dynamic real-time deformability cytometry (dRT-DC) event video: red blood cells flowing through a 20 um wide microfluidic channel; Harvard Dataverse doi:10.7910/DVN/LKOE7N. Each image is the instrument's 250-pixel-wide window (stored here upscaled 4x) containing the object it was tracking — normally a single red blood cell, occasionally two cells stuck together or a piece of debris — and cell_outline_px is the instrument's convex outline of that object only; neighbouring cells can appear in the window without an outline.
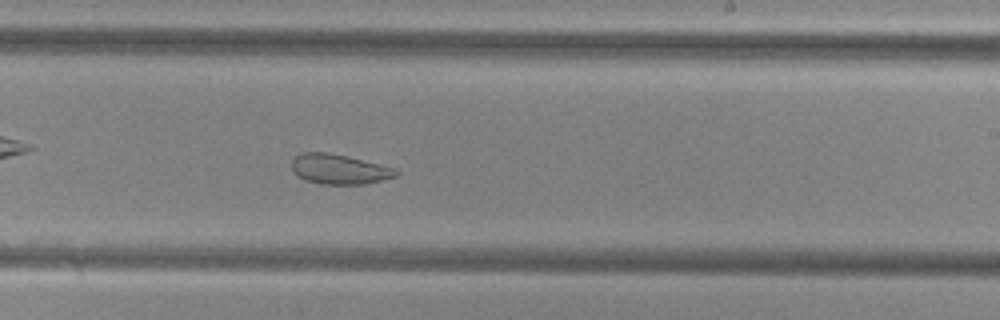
{"species": "common noctule bat (a hibernating species)", "species_latin": "Nyctalus noctula", "temperature_condition": "cold", "stored_images_in_passage": 50, "camera_frame_rate_fps": 3000, "um_per_image_px": 0.085, "animal": {"sex": "female", "body_mass_g": 29.2, "forearm_length_mm": 56.3}, "frame": {"image": 1, "passage_image": 29, "time_ms": 9.333, "image_size_px": [1000, 320], "cell_outline_px": [[400, 176], [364, 184], [320, 184], [304, 180], [292, 172], [292, 160], [300, 152], [324, 152], [344, 156], [380, 164], [396, 168], [400, 172]], "centroid_in_image_um": [28.84, 14.39], "position_along_channel_um": 260.2, "area_um2": 18.26}, "authors_computed_cell_mechanics": {"area_um2": 26.1545, "velocity_mm_per_s": 3.7284, "shape_relaxation_time_tau1_ms": null, "shape_relaxation_time_tau2_ms": 1.6679, "deformation_change_tau1": null, "deformation_change_tau2": 0.0811}}